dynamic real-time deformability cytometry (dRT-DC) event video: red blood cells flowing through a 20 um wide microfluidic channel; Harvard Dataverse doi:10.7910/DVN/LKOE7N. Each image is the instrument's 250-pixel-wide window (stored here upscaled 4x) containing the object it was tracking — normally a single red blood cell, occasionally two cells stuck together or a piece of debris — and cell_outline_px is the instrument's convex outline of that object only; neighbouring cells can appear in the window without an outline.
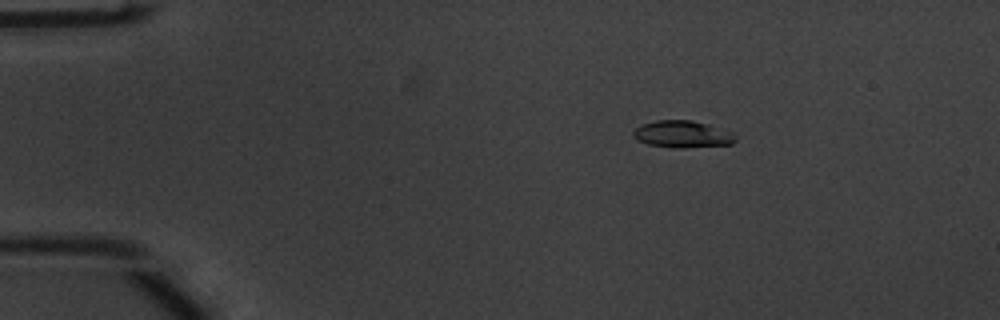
{"species": "common noctule bat (a hibernating species)", "species_latin": "Nyctalus noctula", "temperature_condition": "warm", "stored_images_in_passage": 46, "camera_frame_rate_fps": 3000, "um_per_image_px": 0.085, "animal": {"sex": "male", "body_mass_g": 20.1, "forearm_length_mm": 53.5}, "frame": {"image": 1, "passage_image": 1, "time_ms": 0.0, "image_size_px": [1000, 320], "cell_outline_px": [[736, 140], [732, 144], [684, 148], [680, 148], [648, 144], [636, 140], [632, 136], [632, 132], [640, 124], [656, 120], [692, 120], [708, 124], [736, 132]], "centroid_in_image_um": [58.03, 11.4], "position_along_channel_um": 27.0, "area_um2": 16.36}}
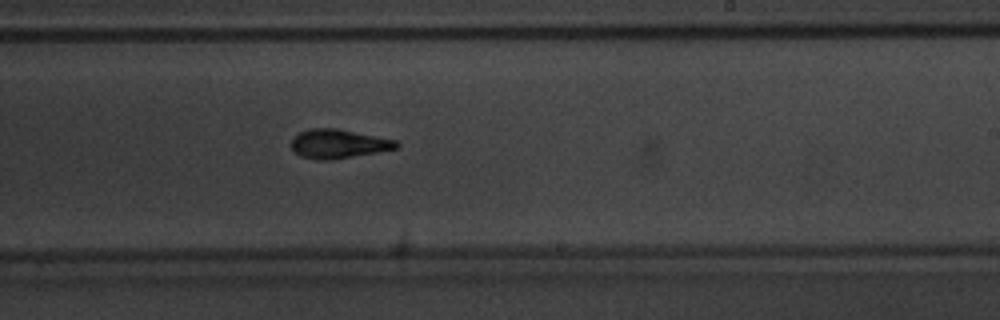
{"frame": {"image": 2, "passage_image": 25, "time_ms": 8.0, "image_size_px": [1000, 320], "cell_outline_px": [[400, 148], [332, 160], [316, 160], [300, 156], [292, 148], [292, 140], [300, 132], [312, 128], [336, 128], [396, 140], [400, 144]], "centroid_in_image_um": [28.8, 12.23], "position_along_channel_um": 260.2, "area_um2": 17.69}}
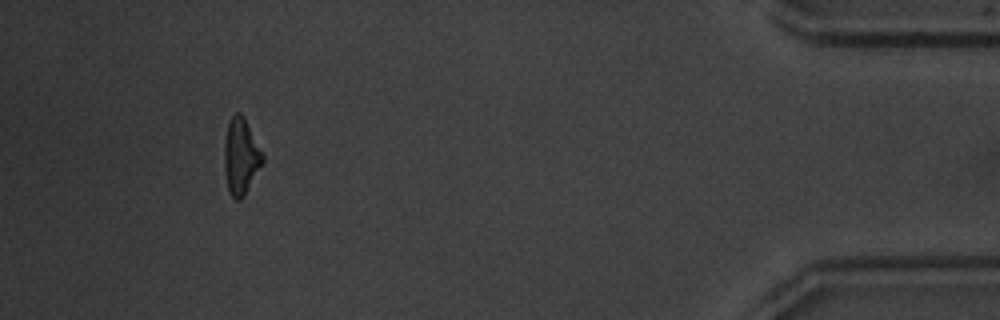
{"frame": {"image": 3, "passage_image": 42, "time_ms": 13.667, "image_size_px": [1000, 320], "cell_outline_px": [[264, 160], [244, 196], [240, 200], [236, 200], [228, 192], [224, 168], [224, 144], [228, 124], [232, 116], [236, 112], [240, 112], [244, 116], [264, 156]], "centroid_in_image_um": [20.46, 13.3], "position_along_channel_um": 414.7, "area_um2": 16.94}, "authors_computed_cell_mechanics": {"area_um2": 17.0221, "velocity_mm_per_s": 3.7941, "shape_relaxation_time_tau1_ms": 3.7157, "shape_relaxation_time_tau2_ms": 2.6343, "deformation_change_tau1": 0.1415, "deformation_change_tau2": 0.0934}}